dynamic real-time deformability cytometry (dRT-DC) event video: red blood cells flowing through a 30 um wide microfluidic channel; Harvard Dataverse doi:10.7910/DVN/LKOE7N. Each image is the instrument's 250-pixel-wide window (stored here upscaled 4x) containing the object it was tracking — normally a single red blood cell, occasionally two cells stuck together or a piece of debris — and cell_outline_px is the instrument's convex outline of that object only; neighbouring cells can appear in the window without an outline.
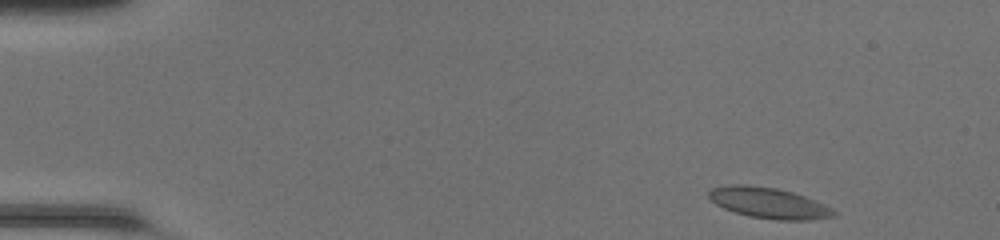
{"species": "common noctule bat (a hibernating species)", "species_latin": "Nyctalus noctula", "temperature_condition": "room temperature", "stored_images_in_passage": 44, "camera_frame_rate_fps": 3000, "um_per_image_px": 0.085, "animal": {"sex": "female", "body_mass_g": 20.0, "forearm_length_mm": 54.0}, "frame": {"image": 1, "passage_image": 1, "time_ms": 0.0, "image_size_px": [1000, 240], "cell_outline_px": [[836, 216], [808, 220], [776, 220], [748, 216], [724, 208], [716, 204], [708, 196], [708, 192], [712, 188], [732, 184], [748, 184], [776, 188], [792, 192], [804, 196], [824, 204], [832, 208], [836, 212]], "centroid_in_image_um": [65.35, 17.25], "position_along_channel_um": 19.7, "area_um2": 22.37}}
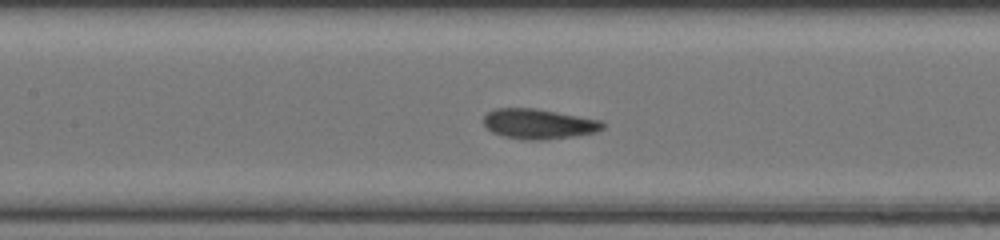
{"frame": {"image": 2, "passage_image": 19, "time_ms": 6.0, "image_size_px": [1000, 240], "cell_outline_px": [[608, 124], [604, 128], [596, 132], [572, 136], [540, 140], [524, 140], [504, 136], [492, 132], [484, 124], [484, 116], [488, 112], [496, 108], [536, 108], [600, 120]], "centroid_in_image_um": [45.8, 10.53], "position_along_channel_um": 161.6, "area_um2": 20.81}}
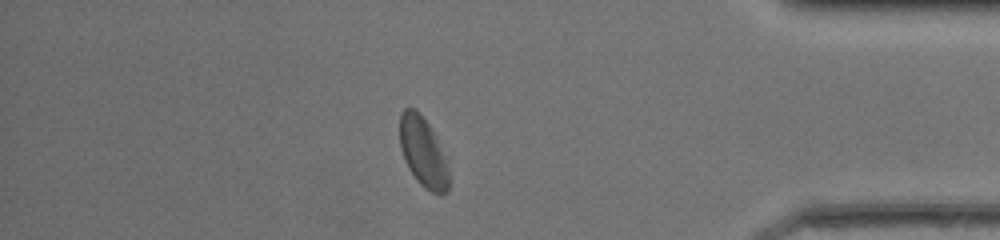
{"frame": {"image": 3, "passage_image": 38, "time_ms": 12.333, "image_size_px": [1000, 240], "cell_outline_px": [[448, 192], [440, 196], [424, 188], [416, 180], [408, 168], [404, 160], [400, 148], [400, 112], [404, 108], [416, 108], [428, 124], [444, 156], [448, 168]], "centroid_in_image_um": [35.93, 12.96], "position_along_channel_um": 399.3, "area_um2": 19.83}, "authors_computed_cell_mechanics": {"area_um2": 21.1259, "velocity_mm_per_s": 4.2436, "shape_relaxation_time_tau1_ms": 3.0668, "shape_relaxation_time_tau2_ms": 1.151, "deformation_change_tau1": 0.1035, "deformation_change_tau2": 0.0676}}